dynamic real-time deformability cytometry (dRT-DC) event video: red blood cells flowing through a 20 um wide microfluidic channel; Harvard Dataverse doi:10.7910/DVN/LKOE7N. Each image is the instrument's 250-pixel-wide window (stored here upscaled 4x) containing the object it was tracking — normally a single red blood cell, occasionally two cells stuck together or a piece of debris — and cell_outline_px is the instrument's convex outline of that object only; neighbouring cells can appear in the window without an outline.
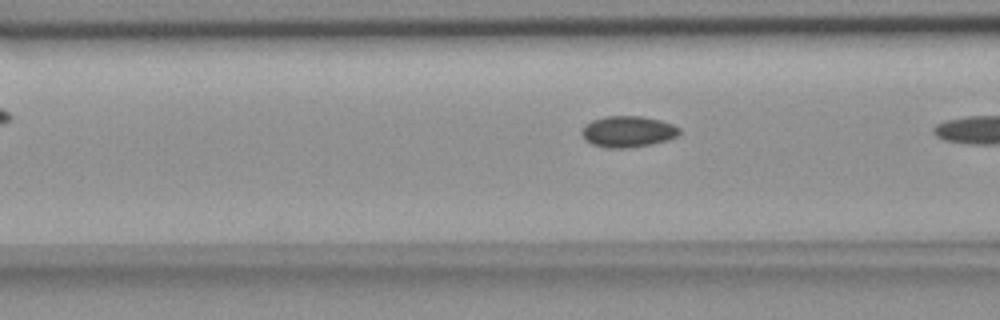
{"species": "common noctule bat (a hibernating species)", "species_latin": "Nyctalus noctula", "temperature_condition": "room temperature", "stored_images_in_passage": 7, "camera_frame_rate_fps": 3000, "um_per_image_px": 0.085, "animal": {"sex": "female", "body_mass_g": 18.4}, "frame": {"image": 1, "passage_image": 6, "time_ms": 1.667, "image_size_px": [1000, 320], "cell_outline_px": [[680, 132], [676, 136], [668, 140], [652, 144], [624, 148], [608, 148], [592, 144], [584, 140], [580, 132], [592, 120], [604, 116], [644, 116], [660, 120], [672, 124], [680, 128]], "centroid_in_image_um": [53.37, 11.18], "position_along_channel_um": 113.2, "area_um2": 17.74}}